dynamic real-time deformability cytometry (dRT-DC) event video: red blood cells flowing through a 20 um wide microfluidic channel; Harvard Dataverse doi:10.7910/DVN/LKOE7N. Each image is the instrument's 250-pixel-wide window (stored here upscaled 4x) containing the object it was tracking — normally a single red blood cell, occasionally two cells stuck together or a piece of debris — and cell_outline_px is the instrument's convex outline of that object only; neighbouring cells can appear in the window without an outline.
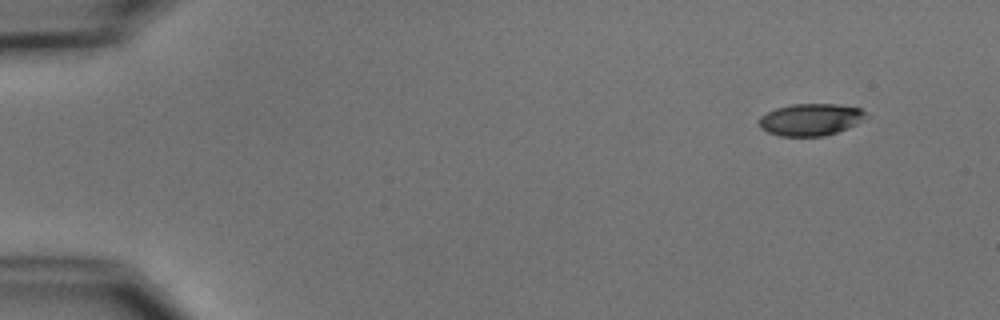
{"species": "common noctule bat (a hibernating species)", "species_latin": "Nyctalus noctula", "temperature_condition": "cold", "stored_images_in_passage": 6, "camera_frame_rate_fps": 3000, "um_per_image_px": 0.085, "animal": {"sex": "male", "body_mass_g": 15.6}, "frame": {"image": 1, "passage_image": 1, "time_ms": 0.0, "image_size_px": [1000, 320], "cell_outline_px": [[864, 116], [856, 124], [836, 132], [824, 136], [780, 136], [768, 132], [760, 128], [760, 116], [776, 108], [792, 104], [836, 104], [860, 108], [864, 112]], "centroid_in_image_um": [68.85, 10.16], "position_along_channel_um": 16.2, "area_um2": 19.59}}
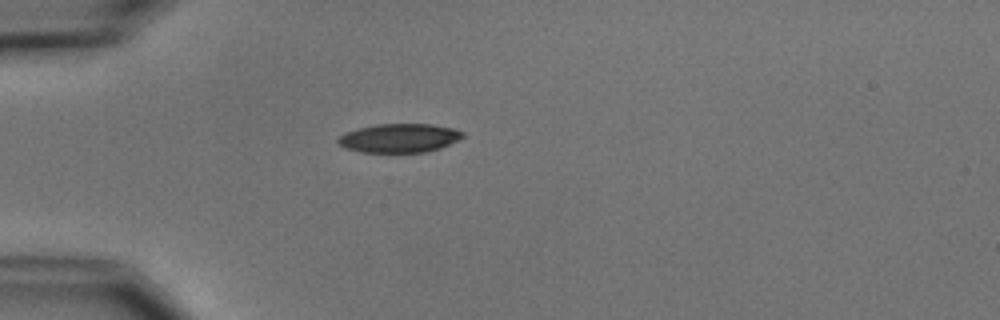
{"frame": {"image": 2, "passage_image": 4, "time_ms": 3.667, "image_size_px": [1000, 320], "cell_outline_px": [[464, 136], [440, 148], [428, 152], [360, 152], [348, 148], [340, 144], [336, 140], [344, 132], [356, 128], [376, 124], [432, 124], [456, 128], [464, 132]], "centroid_in_image_um": [33.95, 11.72], "position_along_channel_um": 51.1, "area_um2": 20.98}}